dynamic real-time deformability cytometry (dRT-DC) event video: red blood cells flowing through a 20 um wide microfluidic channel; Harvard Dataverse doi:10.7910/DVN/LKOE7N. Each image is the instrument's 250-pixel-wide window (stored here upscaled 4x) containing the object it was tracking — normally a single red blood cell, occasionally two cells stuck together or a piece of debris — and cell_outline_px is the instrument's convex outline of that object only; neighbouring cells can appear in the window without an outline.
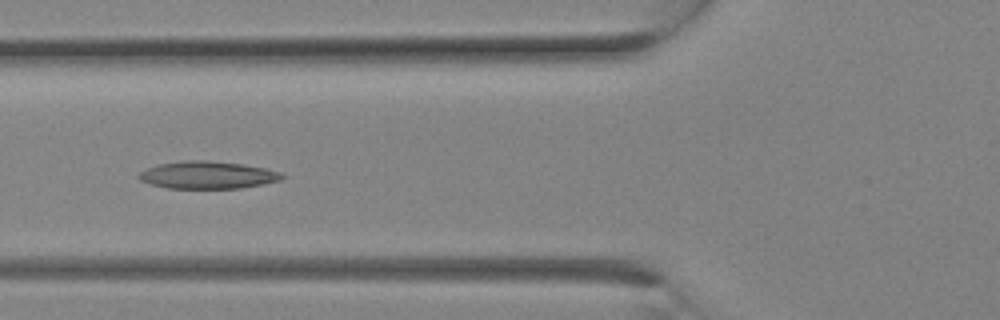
{"species": "Egyptian fruit bat (a non-hibernating species)", "species_latin": "Rousettus aegyptiacus", "temperature_condition": "room temperature", "stored_images_in_passage": 16, "camera_frame_rate_fps": 3000, "um_per_image_px": 0.085, "animal": {"sex": "female"}, "frame": {"image": 1, "passage_image": 10, "time_ms": 3.0, "image_size_px": [1000, 320], "cell_outline_px": [[284, 176], [280, 180], [240, 188], [168, 188], [152, 184], [140, 180], [136, 176], [140, 172], [156, 164], [188, 160], [208, 160], [244, 164], [264, 168], [280, 172]], "centroid_in_image_um": [17.61, 14.86], "position_along_channel_um": 108.2, "area_um2": 22.72}}
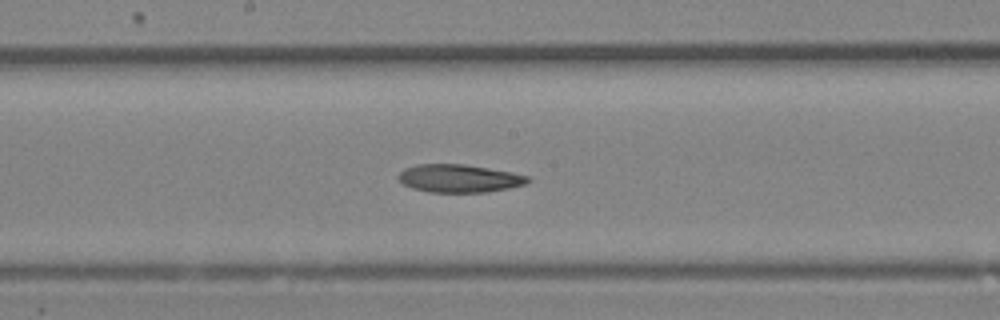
{"frame": {"image": 2, "passage_image": 14, "time_ms": 4.333, "image_size_px": [1000, 320], "cell_outline_px": [[532, 180], [524, 184], [508, 188], [488, 192], [428, 192], [412, 188], [404, 184], [396, 176], [404, 168], [416, 164], [464, 164], [512, 172], [528, 176]], "centroid_in_image_um": [39.01, 15.16], "position_along_channel_um": 209.2, "area_um2": 21.1}}
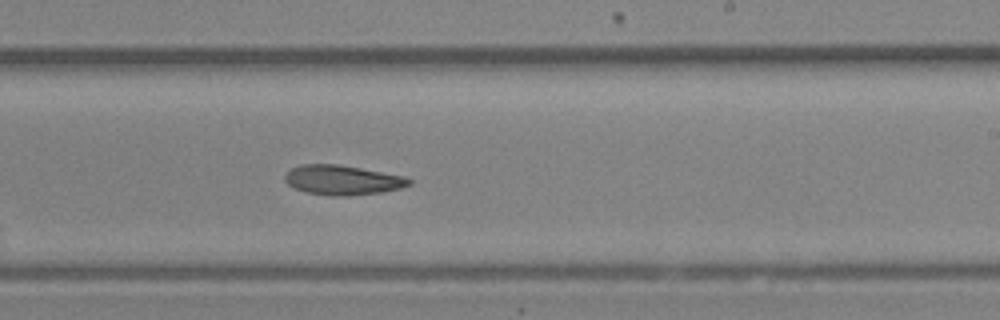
{"frame": {"image": 3, "passage_image": 16, "time_ms": 5.0, "image_size_px": [1000, 320], "cell_outline_px": [[412, 184], [400, 188], [380, 192], [348, 196], [332, 196], [308, 192], [296, 188], [288, 184], [284, 180], [284, 176], [292, 168], [300, 164], [336, 164], [360, 168], [404, 176], [412, 180]], "centroid_in_image_um": [29.11, 15.3], "position_along_channel_um": 259.9, "area_um2": 21.27}}